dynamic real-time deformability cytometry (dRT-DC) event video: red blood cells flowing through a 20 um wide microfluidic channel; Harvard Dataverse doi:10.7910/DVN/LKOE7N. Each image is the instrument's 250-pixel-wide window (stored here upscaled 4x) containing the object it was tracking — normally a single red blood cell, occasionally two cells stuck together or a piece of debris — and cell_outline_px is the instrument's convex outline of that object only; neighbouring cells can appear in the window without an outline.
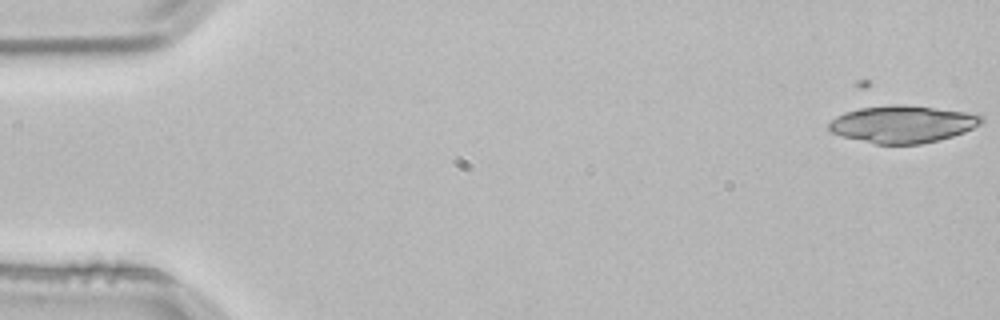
{"species": "common noctule bat (a hibernating species)", "species_latin": "Nyctalus noctula", "temperature_condition": "room temperature", "stored_images_in_passage": 4, "camera_frame_rate_fps": 3000, "um_per_image_px": 0.085, "animal": {"sex": "male", "body_mass_g": 21.5, "forearm_length_mm": 52.0}, "frame": {"image": 1, "passage_image": 1, "time_ms": 0.0, "image_size_px": [1000, 320], "cell_outline_px": [[984, 124], [964, 132], [952, 136], [920, 144], [876, 144], [844, 136], [832, 132], [828, 128], [828, 124], [836, 116], [844, 112], [860, 108], [888, 104], [904, 104], [980, 112], [984, 116]], "centroid_in_image_um": [76.84, 10.52], "position_along_channel_um": 8.2, "area_um2": 33.7}}
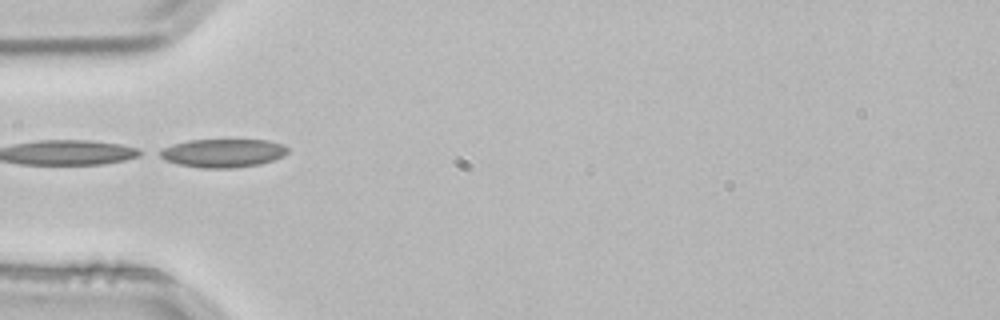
{"frame": {"image": 2, "passage_image": 4, "time_ms": 1.0, "image_size_px": [1000, 320], "cell_outline_px": [[288, 152], [284, 156], [260, 164], [232, 168], [200, 168], [176, 164], [164, 160], [156, 156], [156, 152], [164, 148], [188, 140], [268, 140], [284, 144], [288, 148]], "centroid_in_image_um": [18.92, 13.02], "position_along_channel_um": 66.1, "area_um2": 21.39}}